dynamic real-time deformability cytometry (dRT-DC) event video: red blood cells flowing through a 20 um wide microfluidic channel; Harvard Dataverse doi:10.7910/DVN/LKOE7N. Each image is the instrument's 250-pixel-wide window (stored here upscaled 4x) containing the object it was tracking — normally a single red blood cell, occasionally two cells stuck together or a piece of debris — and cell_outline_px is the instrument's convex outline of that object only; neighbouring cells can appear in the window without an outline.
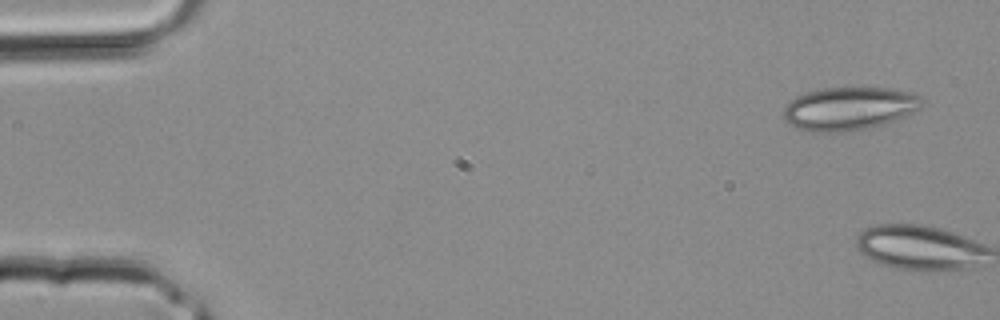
{"species": "common noctule bat (a hibernating species)", "species_latin": "Nyctalus noctula", "temperature_condition": "room temperature", "stored_images_in_passage": 3, "camera_frame_rate_fps": 3000, "um_per_image_px": 0.085, "animal": {"sex": "male", "body_mass_g": 20.4}, "frame": {"image": 1, "passage_image": 1, "time_ms": 0.0, "image_size_px": [1000, 320], "cell_outline_px": [[920, 108], [908, 116], [884, 124], [868, 128], [844, 132], [812, 132], [796, 128], [784, 120], [784, 108], [796, 96], [820, 88], [888, 88], [912, 92], [920, 100]], "centroid_in_image_um": [72.16, 9.24], "position_along_channel_um": 12.8, "area_um2": 34.74}}